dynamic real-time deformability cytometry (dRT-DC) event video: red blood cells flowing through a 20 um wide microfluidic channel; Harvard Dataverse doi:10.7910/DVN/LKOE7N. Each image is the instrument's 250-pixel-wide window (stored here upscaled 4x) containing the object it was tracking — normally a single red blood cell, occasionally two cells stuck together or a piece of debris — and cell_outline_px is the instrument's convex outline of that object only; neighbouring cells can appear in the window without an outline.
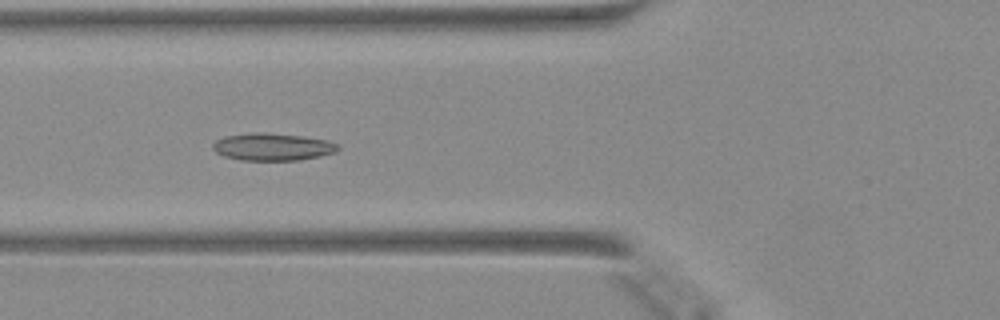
{"species": "Egyptian fruit bat (a non-hibernating species)", "species_latin": "Rousettus aegyptiacus", "temperature_condition": "warm", "stored_images_in_passage": 48, "camera_frame_rate_fps": 3000, "um_per_image_px": 0.085, "animal": {"sex": "female"}, "frame": {"image": 1, "passage_image": 18, "time_ms": 5.667, "image_size_px": [1000, 320], "cell_outline_px": [[340, 148], [336, 152], [320, 156], [300, 160], [240, 160], [224, 156], [216, 152], [212, 148], [212, 144], [216, 140], [224, 136], [256, 132], [264, 132], [304, 136], [328, 140], [340, 144]], "centroid_in_image_um": [23.2, 12.48], "position_along_channel_um": 102.6, "area_um2": 20.17}}
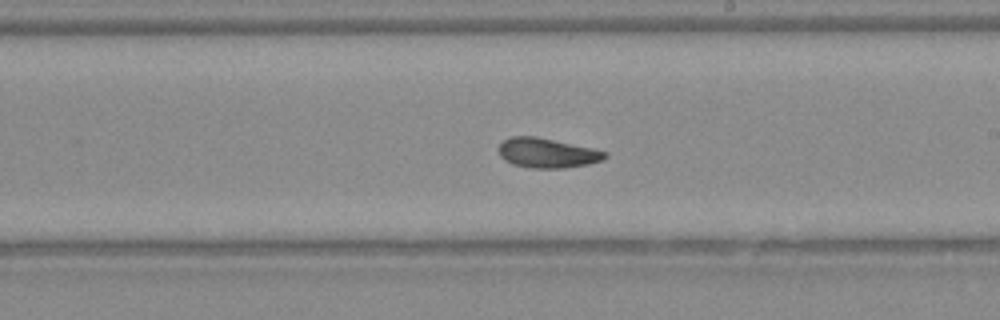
{"frame": {"image": 2, "passage_image": 28, "time_ms": 9.0, "image_size_px": [1000, 320], "cell_outline_px": [[608, 156], [604, 160], [588, 164], [564, 168], [532, 168], [512, 164], [504, 160], [500, 156], [500, 144], [504, 140], [512, 136], [536, 136], [592, 148], [608, 152]], "centroid_in_image_um": [46.54, 13.01], "position_along_channel_um": 242.5, "area_um2": 18.38}}
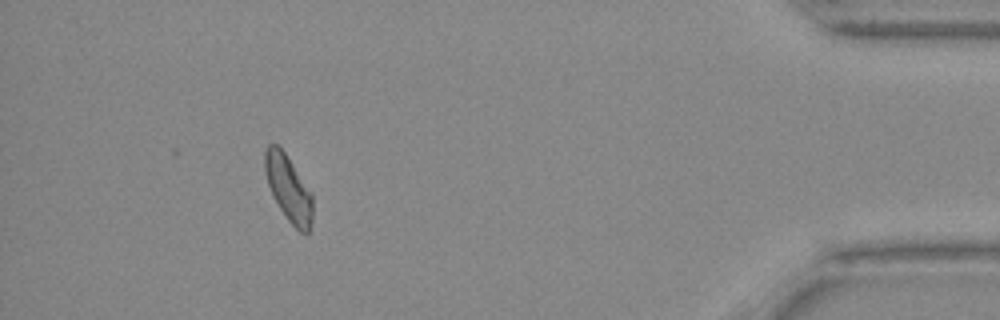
{"frame": {"image": 3, "passage_image": 44, "time_ms": 14.333, "image_size_px": [1000, 320], "cell_outline_px": [[312, 220], [308, 232], [300, 232], [288, 220], [272, 196], [268, 184], [264, 168], [264, 152], [268, 144], [276, 144], [284, 152], [312, 192]], "centroid_in_image_um": [24.51, 16.0], "position_along_channel_um": 410.7, "area_um2": 18.21}}